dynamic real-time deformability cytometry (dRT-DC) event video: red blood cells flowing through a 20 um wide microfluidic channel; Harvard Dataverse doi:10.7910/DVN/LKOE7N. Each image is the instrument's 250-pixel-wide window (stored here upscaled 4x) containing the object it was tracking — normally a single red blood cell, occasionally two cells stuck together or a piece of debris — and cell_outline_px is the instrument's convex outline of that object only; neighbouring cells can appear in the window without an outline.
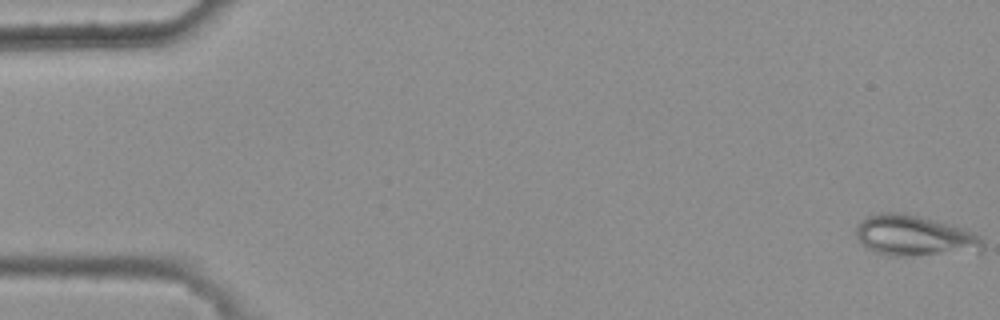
{"species": "common noctule bat (a hibernating species)", "species_latin": "Nyctalus noctula", "temperature_condition": "warm", "stored_images_in_passage": 47, "camera_frame_rate_fps": 3000, "um_per_image_px": 0.085, "animal": {"sex": "female", "body_mass_g": 25.1}, "frame": {"image": 1, "passage_image": 1, "time_ms": 0.0, "image_size_px": [1000, 320], "cell_outline_px": [[984, 248], [980, 252], [904, 256], [892, 256], [876, 252], [864, 248], [860, 244], [856, 236], [856, 224], [868, 216], [880, 212], [904, 212], [964, 228], [980, 236], [984, 240]], "centroid_in_image_um": [77.73, 20.05], "position_along_channel_um": 7.3, "area_um2": 30.52}}
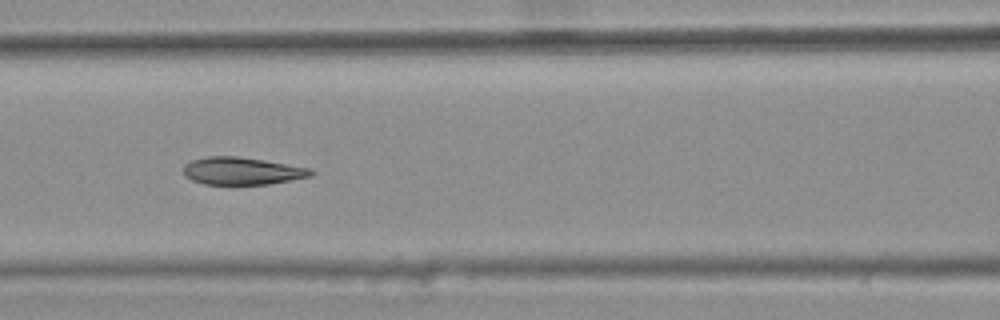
{"frame": {"image": 2, "passage_image": 24, "time_ms": 7.667, "image_size_px": [1000, 320], "cell_outline_px": [[316, 172], [312, 176], [268, 184], [204, 184], [192, 180], [184, 176], [184, 164], [192, 160], [208, 156], [236, 156], [264, 160], [312, 168]], "centroid_in_image_um": [20.59, 14.53], "position_along_channel_um": 146.0, "area_um2": 20.46}}
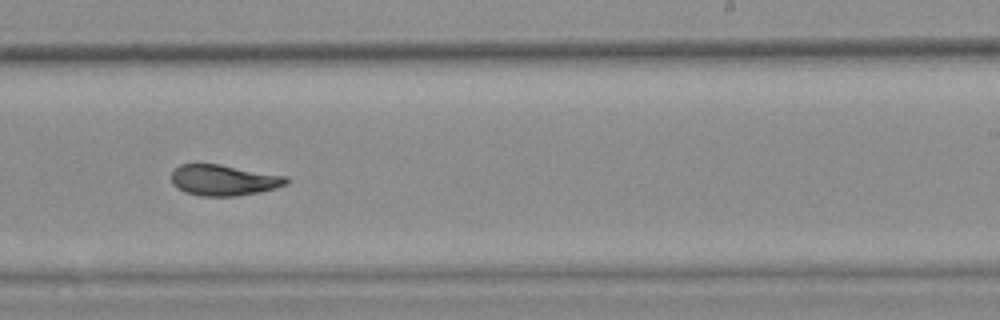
{"frame": {"image": 3, "passage_image": 34, "time_ms": 11.0, "image_size_px": [1000, 320], "cell_outline_px": [[288, 184], [276, 188], [260, 192], [236, 196], [200, 196], [184, 192], [176, 188], [172, 184], [172, 172], [180, 164], [220, 164], [288, 176]], "centroid_in_image_um": [19.03, 15.32], "position_along_channel_um": 270.0, "area_um2": 20.87}, "authors_computed_cell_mechanics": {"area_um2": 21.386, "velocity_mm_per_s": 3.7298, "shape_relaxation_time_tau1_ms": 10.7189, "shape_relaxation_time_tau2_ms": 2.1574, "deformation_change_tau1": 0.2175, "deformation_change_tau2": 0.0572}}